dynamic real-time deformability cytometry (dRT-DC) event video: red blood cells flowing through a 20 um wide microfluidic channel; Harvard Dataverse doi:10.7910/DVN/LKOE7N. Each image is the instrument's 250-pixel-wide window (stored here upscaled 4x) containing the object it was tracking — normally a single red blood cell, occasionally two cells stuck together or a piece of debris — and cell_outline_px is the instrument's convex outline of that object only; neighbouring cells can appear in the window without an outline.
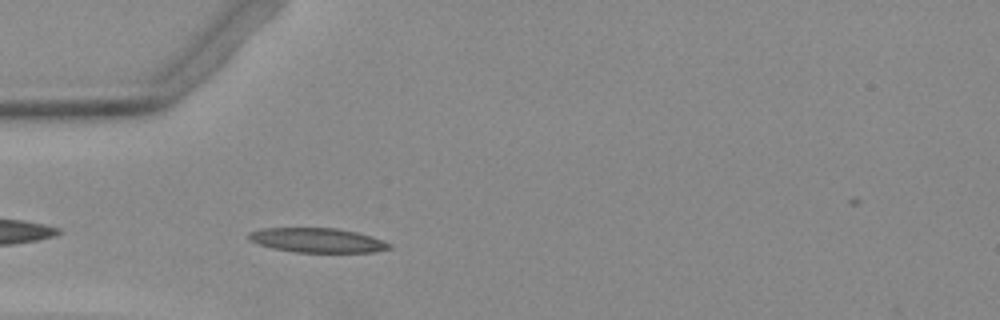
{"species": "Egyptian fruit bat (a non-hibernating species)", "species_latin": "Rousettus aegyptiacus", "temperature_condition": "warm", "stored_images_in_passage": 35, "camera_frame_rate_fps": 3000, "um_per_image_px": 0.085, "animal": {"sex": "female"}, "frame": {"image": 1, "passage_image": 3, "time_ms": 0.667, "image_size_px": [1000, 320], "cell_outline_px": [[392, 248], [372, 252], [296, 252], [272, 248], [248, 240], [248, 232], [260, 228], [336, 228], [356, 232], [372, 236], [384, 240], [392, 244]], "centroid_in_image_um": [26.98, 20.42], "position_along_channel_um": 58.0, "area_um2": 20.11}}
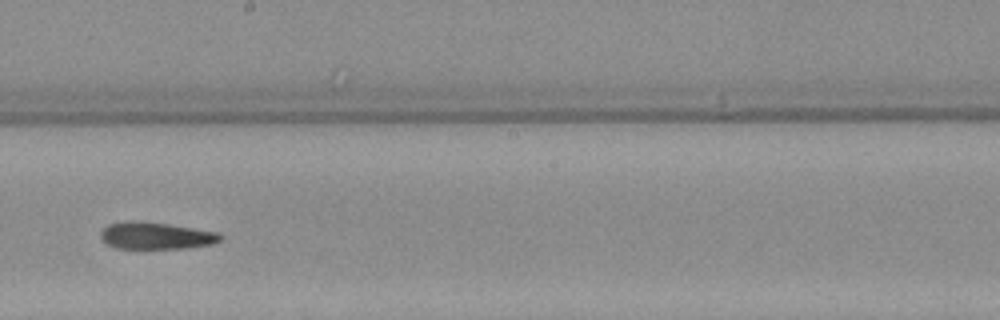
{"frame": {"image": 2, "passage_image": 17, "time_ms": 5.333, "image_size_px": [1000, 320], "cell_outline_px": [[220, 240], [212, 244], [188, 248], [116, 248], [108, 244], [100, 236], [100, 232], [108, 224], [128, 220], [140, 220], [168, 224], [220, 232]], "centroid_in_image_um": [13.25, 20.02], "position_along_channel_um": 235.0, "area_um2": 18.84}}
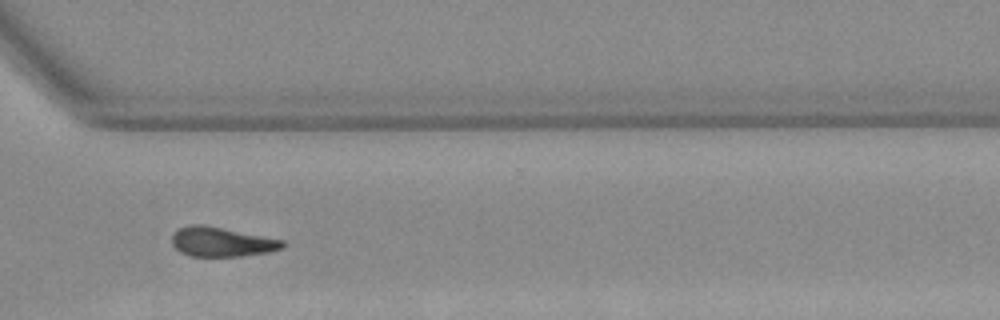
{"frame": {"image": 3, "passage_image": 26, "time_ms": 8.333, "image_size_px": [1000, 320], "cell_outline_px": [[284, 248], [268, 252], [240, 256], [192, 256], [180, 252], [172, 244], [172, 236], [180, 228], [188, 224], [200, 224], [284, 240]], "centroid_in_image_um": [18.83, 20.56], "position_along_channel_um": 351.8, "area_um2": 18.73}}